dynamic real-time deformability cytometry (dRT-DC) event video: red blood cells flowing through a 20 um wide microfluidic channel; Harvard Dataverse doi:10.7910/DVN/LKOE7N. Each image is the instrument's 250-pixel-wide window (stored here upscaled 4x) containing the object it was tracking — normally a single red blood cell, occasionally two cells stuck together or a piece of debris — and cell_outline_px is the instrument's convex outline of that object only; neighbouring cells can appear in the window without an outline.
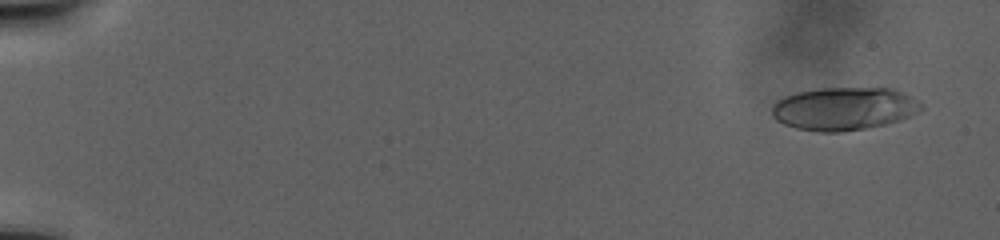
{"species": "human", "species_latin": "Homo sapiens", "temperature_condition": "warm", "stored_images_in_passage": 97, "camera_frame_rate_fps": 3000, "um_per_image_px": 0.085, "donor": {"sex": "male"}, "frame": {"image": 1, "passage_image": 6, "time_ms": 2.333, "image_size_px": [1000, 240], "cell_outline_px": [[924, 108], [912, 116], [900, 120], [884, 124], [864, 128], [840, 132], [820, 132], [796, 128], [784, 124], [776, 120], [772, 116], [772, 104], [784, 96], [796, 92], [820, 88], [892, 88], [908, 96], [920, 104]], "centroid_in_image_um": [71.69, 9.24], "position_along_channel_um": 13.3, "area_um2": 37.22}}
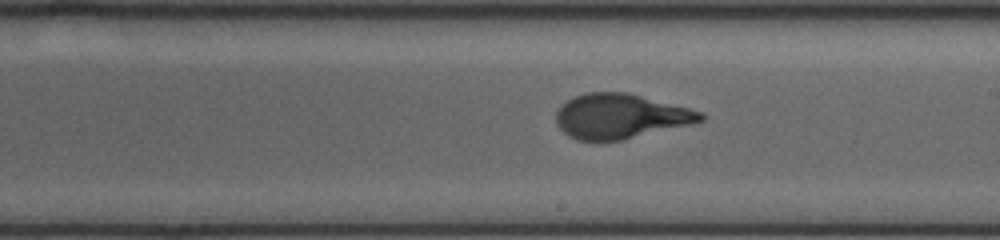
{"frame": {"image": 2, "passage_image": 55, "time_ms": 26.667, "image_size_px": [1000, 240], "cell_outline_px": [[704, 120], [692, 124], [620, 140], [576, 140], [568, 136], [556, 124], [556, 112], [560, 104], [584, 92], [628, 92], [704, 112]], "centroid_in_image_um": [52.72, 9.87], "position_along_channel_um": 236.3, "area_um2": 37.63}}
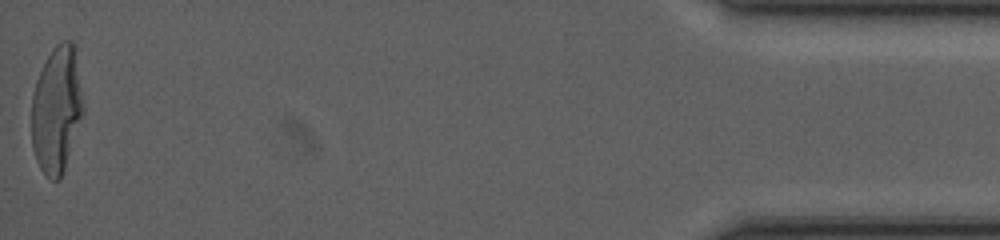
{"frame": {"image": 3, "passage_image": 97, "time_ms": 43.333, "image_size_px": [1000, 240], "cell_outline_px": [[84, 112], [60, 180], [52, 180], [40, 168], [36, 160], [32, 148], [32, 96], [36, 80], [52, 48], [60, 40], [72, 40], [76, 44], [84, 104]], "centroid_in_image_um": [4.84, 9.24], "position_along_channel_um": 430.4, "area_um2": 38.55}}